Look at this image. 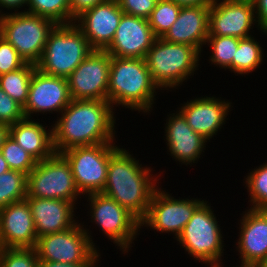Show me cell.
Masks as SVG:
<instances>
[{
    "mask_svg": "<svg viewBox=\"0 0 267 267\" xmlns=\"http://www.w3.org/2000/svg\"><path fill=\"white\" fill-rule=\"evenodd\" d=\"M1 153L10 170L20 171L26 175L35 168L37 163L10 135L5 139Z\"/></svg>",
    "mask_w": 267,
    "mask_h": 267,
    "instance_id": "obj_31",
    "label": "cell"
},
{
    "mask_svg": "<svg viewBox=\"0 0 267 267\" xmlns=\"http://www.w3.org/2000/svg\"><path fill=\"white\" fill-rule=\"evenodd\" d=\"M115 143L76 146L61 154L70 164L75 184L83 195L104 190L109 158L120 148Z\"/></svg>",
    "mask_w": 267,
    "mask_h": 267,
    "instance_id": "obj_10",
    "label": "cell"
},
{
    "mask_svg": "<svg viewBox=\"0 0 267 267\" xmlns=\"http://www.w3.org/2000/svg\"><path fill=\"white\" fill-rule=\"evenodd\" d=\"M113 110L109 101L71 100L52 126L55 153L76 146L114 143Z\"/></svg>",
    "mask_w": 267,
    "mask_h": 267,
    "instance_id": "obj_1",
    "label": "cell"
},
{
    "mask_svg": "<svg viewBox=\"0 0 267 267\" xmlns=\"http://www.w3.org/2000/svg\"><path fill=\"white\" fill-rule=\"evenodd\" d=\"M263 164L253 169L245 178L251 209H267V163Z\"/></svg>",
    "mask_w": 267,
    "mask_h": 267,
    "instance_id": "obj_32",
    "label": "cell"
},
{
    "mask_svg": "<svg viewBox=\"0 0 267 267\" xmlns=\"http://www.w3.org/2000/svg\"><path fill=\"white\" fill-rule=\"evenodd\" d=\"M9 136V126L0 123V151L5 139Z\"/></svg>",
    "mask_w": 267,
    "mask_h": 267,
    "instance_id": "obj_42",
    "label": "cell"
},
{
    "mask_svg": "<svg viewBox=\"0 0 267 267\" xmlns=\"http://www.w3.org/2000/svg\"><path fill=\"white\" fill-rule=\"evenodd\" d=\"M261 267H267V261L264 263H261Z\"/></svg>",
    "mask_w": 267,
    "mask_h": 267,
    "instance_id": "obj_46",
    "label": "cell"
},
{
    "mask_svg": "<svg viewBox=\"0 0 267 267\" xmlns=\"http://www.w3.org/2000/svg\"><path fill=\"white\" fill-rule=\"evenodd\" d=\"M239 41L240 38L229 36H208L205 45L212 48V55L209 57L211 64L230 69L232 72V59L239 46Z\"/></svg>",
    "mask_w": 267,
    "mask_h": 267,
    "instance_id": "obj_30",
    "label": "cell"
},
{
    "mask_svg": "<svg viewBox=\"0 0 267 267\" xmlns=\"http://www.w3.org/2000/svg\"><path fill=\"white\" fill-rule=\"evenodd\" d=\"M24 117L23 107L0 88V123L10 126Z\"/></svg>",
    "mask_w": 267,
    "mask_h": 267,
    "instance_id": "obj_35",
    "label": "cell"
},
{
    "mask_svg": "<svg viewBox=\"0 0 267 267\" xmlns=\"http://www.w3.org/2000/svg\"><path fill=\"white\" fill-rule=\"evenodd\" d=\"M127 151L119 148L109 158L107 181L102 193L126 208L141 222L158 188L156 183L159 182L153 178L151 167H143Z\"/></svg>",
    "mask_w": 267,
    "mask_h": 267,
    "instance_id": "obj_2",
    "label": "cell"
},
{
    "mask_svg": "<svg viewBox=\"0 0 267 267\" xmlns=\"http://www.w3.org/2000/svg\"><path fill=\"white\" fill-rule=\"evenodd\" d=\"M259 42L254 37L241 38L239 46L232 59V71L244 75L249 74L263 63V51Z\"/></svg>",
    "mask_w": 267,
    "mask_h": 267,
    "instance_id": "obj_26",
    "label": "cell"
},
{
    "mask_svg": "<svg viewBox=\"0 0 267 267\" xmlns=\"http://www.w3.org/2000/svg\"><path fill=\"white\" fill-rule=\"evenodd\" d=\"M123 14L117 0H107L82 12L74 23L93 50H105L111 44Z\"/></svg>",
    "mask_w": 267,
    "mask_h": 267,
    "instance_id": "obj_16",
    "label": "cell"
},
{
    "mask_svg": "<svg viewBox=\"0 0 267 267\" xmlns=\"http://www.w3.org/2000/svg\"><path fill=\"white\" fill-rule=\"evenodd\" d=\"M49 131L44 125L26 117L9 126V135L37 162L55 153L52 128Z\"/></svg>",
    "mask_w": 267,
    "mask_h": 267,
    "instance_id": "obj_24",
    "label": "cell"
},
{
    "mask_svg": "<svg viewBox=\"0 0 267 267\" xmlns=\"http://www.w3.org/2000/svg\"><path fill=\"white\" fill-rule=\"evenodd\" d=\"M110 66L105 50H93L67 78L71 99L108 101Z\"/></svg>",
    "mask_w": 267,
    "mask_h": 267,
    "instance_id": "obj_12",
    "label": "cell"
},
{
    "mask_svg": "<svg viewBox=\"0 0 267 267\" xmlns=\"http://www.w3.org/2000/svg\"><path fill=\"white\" fill-rule=\"evenodd\" d=\"M87 196L90 202L91 219L126 254L132 247L130 244L134 243L132 241L137 238L138 231L140 232V221L102 192Z\"/></svg>",
    "mask_w": 267,
    "mask_h": 267,
    "instance_id": "obj_11",
    "label": "cell"
},
{
    "mask_svg": "<svg viewBox=\"0 0 267 267\" xmlns=\"http://www.w3.org/2000/svg\"><path fill=\"white\" fill-rule=\"evenodd\" d=\"M243 213L236 242L241 262L264 263L267 261V209L250 208Z\"/></svg>",
    "mask_w": 267,
    "mask_h": 267,
    "instance_id": "obj_21",
    "label": "cell"
},
{
    "mask_svg": "<svg viewBox=\"0 0 267 267\" xmlns=\"http://www.w3.org/2000/svg\"><path fill=\"white\" fill-rule=\"evenodd\" d=\"M221 263L222 262H219L216 265H214L213 267H222ZM236 267H237V265H236ZM240 267H261V264L241 262V266Z\"/></svg>",
    "mask_w": 267,
    "mask_h": 267,
    "instance_id": "obj_44",
    "label": "cell"
},
{
    "mask_svg": "<svg viewBox=\"0 0 267 267\" xmlns=\"http://www.w3.org/2000/svg\"><path fill=\"white\" fill-rule=\"evenodd\" d=\"M30 206L37 237L70 229L78 222L74 219L72 202L37 197L25 198Z\"/></svg>",
    "mask_w": 267,
    "mask_h": 267,
    "instance_id": "obj_23",
    "label": "cell"
},
{
    "mask_svg": "<svg viewBox=\"0 0 267 267\" xmlns=\"http://www.w3.org/2000/svg\"><path fill=\"white\" fill-rule=\"evenodd\" d=\"M180 6L211 5L214 0H172Z\"/></svg>",
    "mask_w": 267,
    "mask_h": 267,
    "instance_id": "obj_41",
    "label": "cell"
},
{
    "mask_svg": "<svg viewBox=\"0 0 267 267\" xmlns=\"http://www.w3.org/2000/svg\"><path fill=\"white\" fill-rule=\"evenodd\" d=\"M10 170L7 161L4 159L3 154L0 151V175Z\"/></svg>",
    "mask_w": 267,
    "mask_h": 267,
    "instance_id": "obj_43",
    "label": "cell"
},
{
    "mask_svg": "<svg viewBox=\"0 0 267 267\" xmlns=\"http://www.w3.org/2000/svg\"><path fill=\"white\" fill-rule=\"evenodd\" d=\"M180 5L172 0H158L150 17L149 25L156 38H162L177 20L181 10Z\"/></svg>",
    "mask_w": 267,
    "mask_h": 267,
    "instance_id": "obj_29",
    "label": "cell"
},
{
    "mask_svg": "<svg viewBox=\"0 0 267 267\" xmlns=\"http://www.w3.org/2000/svg\"><path fill=\"white\" fill-rule=\"evenodd\" d=\"M209 12L210 5L182 6L177 20L162 39L191 45L201 53L209 35Z\"/></svg>",
    "mask_w": 267,
    "mask_h": 267,
    "instance_id": "obj_20",
    "label": "cell"
},
{
    "mask_svg": "<svg viewBox=\"0 0 267 267\" xmlns=\"http://www.w3.org/2000/svg\"><path fill=\"white\" fill-rule=\"evenodd\" d=\"M157 89L145 59L111 56L108 101L113 107L115 104L149 113Z\"/></svg>",
    "mask_w": 267,
    "mask_h": 267,
    "instance_id": "obj_3",
    "label": "cell"
},
{
    "mask_svg": "<svg viewBox=\"0 0 267 267\" xmlns=\"http://www.w3.org/2000/svg\"><path fill=\"white\" fill-rule=\"evenodd\" d=\"M37 235L30 206L26 199L0 210L2 248H34Z\"/></svg>",
    "mask_w": 267,
    "mask_h": 267,
    "instance_id": "obj_18",
    "label": "cell"
},
{
    "mask_svg": "<svg viewBox=\"0 0 267 267\" xmlns=\"http://www.w3.org/2000/svg\"><path fill=\"white\" fill-rule=\"evenodd\" d=\"M199 55L201 53L191 45L156 38L145 60L154 83L160 90H169L179 87L194 75L199 65Z\"/></svg>",
    "mask_w": 267,
    "mask_h": 267,
    "instance_id": "obj_4",
    "label": "cell"
},
{
    "mask_svg": "<svg viewBox=\"0 0 267 267\" xmlns=\"http://www.w3.org/2000/svg\"><path fill=\"white\" fill-rule=\"evenodd\" d=\"M27 175L9 170L0 175V210L27 197Z\"/></svg>",
    "mask_w": 267,
    "mask_h": 267,
    "instance_id": "obj_27",
    "label": "cell"
},
{
    "mask_svg": "<svg viewBox=\"0 0 267 267\" xmlns=\"http://www.w3.org/2000/svg\"><path fill=\"white\" fill-rule=\"evenodd\" d=\"M105 1L107 0H70L71 23H74L75 18L85 10Z\"/></svg>",
    "mask_w": 267,
    "mask_h": 267,
    "instance_id": "obj_38",
    "label": "cell"
},
{
    "mask_svg": "<svg viewBox=\"0 0 267 267\" xmlns=\"http://www.w3.org/2000/svg\"><path fill=\"white\" fill-rule=\"evenodd\" d=\"M38 267H98V264L97 263L69 264V263H59L53 261H39Z\"/></svg>",
    "mask_w": 267,
    "mask_h": 267,
    "instance_id": "obj_39",
    "label": "cell"
},
{
    "mask_svg": "<svg viewBox=\"0 0 267 267\" xmlns=\"http://www.w3.org/2000/svg\"><path fill=\"white\" fill-rule=\"evenodd\" d=\"M254 4L255 16L258 30H262L267 35V0H252Z\"/></svg>",
    "mask_w": 267,
    "mask_h": 267,
    "instance_id": "obj_37",
    "label": "cell"
},
{
    "mask_svg": "<svg viewBox=\"0 0 267 267\" xmlns=\"http://www.w3.org/2000/svg\"><path fill=\"white\" fill-rule=\"evenodd\" d=\"M220 1L214 0L210 5L208 36H229L240 39L250 37L249 30L257 24L253 1Z\"/></svg>",
    "mask_w": 267,
    "mask_h": 267,
    "instance_id": "obj_14",
    "label": "cell"
},
{
    "mask_svg": "<svg viewBox=\"0 0 267 267\" xmlns=\"http://www.w3.org/2000/svg\"><path fill=\"white\" fill-rule=\"evenodd\" d=\"M207 203L203 201L195 209L177 241L196 261L213 267L222 261L224 246L220 226L211 205Z\"/></svg>",
    "mask_w": 267,
    "mask_h": 267,
    "instance_id": "obj_7",
    "label": "cell"
},
{
    "mask_svg": "<svg viewBox=\"0 0 267 267\" xmlns=\"http://www.w3.org/2000/svg\"><path fill=\"white\" fill-rule=\"evenodd\" d=\"M1 11H2V10H0V24H1V22H2V19H3V17H4V14H5V13H2Z\"/></svg>",
    "mask_w": 267,
    "mask_h": 267,
    "instance_id": "obj_45",
    "label": "cell"
},
{
    "mask_svg": "<svg viewBox=\"0 0 267 267\" xmlns=\"http://www.w3.org/2000/svg\"><path fill=\"white\" fill-rule=\"evenodd\" d=\"M83 226L77 223L70 229L38 237L34 249L39 261L99 263V250Z\"/></svg>",
    "mask_w": 267,
    "mask_h": 267,
    "instance_id": "obj_8",
    "label": "cell"
},
{
    "mask_svg": "<svg viewBox=\"0 0 267 267\" xmlns=\"http://www.w3.org/2000/svg\"><path fill=\"white\" fill-rule=\"evenodd\" d=\"M27 197L59 199L75 204L81 195L70 164L61 153L36 163L27 175ZM79 195V196H78Z\"/></svg>",
    "mask_w": 267,
    "mask_h": 267,
    "instance_id": "obj_9",
    "label": "cell"
},
{
    "mask_svg": "<svg viewBox=\"0 0 267 267\" xmlns=\"http://www.w3.org/2000/svg\"><path fill=\"white\" fill-rule=\"evenodd\" d=\"M36 69V65L27 63L17 70L0 75V88L24 107L28 99L30 81Z\"/></svg>",
    "mask_w": 267,
    "mask_h": 267,
    "instance_id": "obj_25",
    "label": "cell"
},
{
    "mask_svg": "<svg viewBox=\"0 0 267 267\" xmlns=\"http://www.w3.org/2000/svg\"><path fill=\"white\" fill-rule=\"evenodd\" d=\"M39 259L34 248H3L0 267H38Z\"/></svg>",
    "mask_w": 267,
    "mask_h": 267,
    "instance_id": "obj_33",
    "label": "cell"
},
{
    "mask_svg": "<svg viewBox=\"0 0 267 267\" xmlns=\"http://www.w3.org/2000/svg\"><path fill=\"white\" fill-rule=\"evenodd\" d=\"M26 64L17 50L0 36V75L17 70Z\"/></svg>",
    "mask_w": 267,
    "mask_h": 267,
    "instance_id": "obj_34",
    "label": "cell"
},
{
    "mask_svg": "<svg viewBox=\"0 0 267 267\" xmlns=\"http://www.w3.org/2000/svg\"><path fill=\"white\" fill-rule=\"evenodd\" d=\"M155 39L147 19L123 14L105 51L113 57L145 59Z\"/></svg>",
    "mask_w": 267,
    "mask_h": 267,
    "instance_id": "obj_17",
    "label": "cell"
},
{
    "mask_svg": "<svg viewBox=\"0 0 267 267\" xmlns=\"http://www.w3.org/2000/svg\"><path fill=\"white\" fill-rule=\"evenodd\" d=\"M29 0H0V7L6 8V9H12L19 10L21 7L27 5V2ZM19 8V9H18Z\"/></svg>",
    "mask_w": 267,
    "mask_h": 267,
    "instance_id": "obj_40",
    "label": "cell"
},
{
    "mask_svg": "<svg viewBox=\"0 0 267 267\" xmlns=\"http://www.w3.org/2000/svg\"><path fill=\"white\" fill-rule=\"evenodd\" d=\"M26 12L49 18L56 24H71L70 0H29Z\"/></svg>",
    "mask_w": 267,
    "mask_h": 267,
    "instance_id": "obj_28",
    "label": "cell"
},
{
    "mask_svg": "<svg viewBox=\"0 0 267 267\" xmlns=\"http://www.w3.org/2000/svg\"><path fill=\"white\" fill-rule=\"evenodd\" d=\"M23 11L4 14L0 36L17 50L26 63L36 65L50 32L57 24L49 18Z\"/></svg>",
    "mask_w": 267,
    "mask_h": 267,
    "instance_id": "obj_6",
    "label": "cell"
},
{
    "mask_svg": "<svg viewBox=\"0 0 267 267\" xmlns=\"http://www.w3.org/2000/svg\"><path fill=\"white\" fill-rule=\"evenodd\" d=\"M163 189L157 188L151 198L141 227L166 233H175V238L181 234L184 226L191 219L195 209L204 201L199 199H175Z\"/></svg>",
    "mask_w": 267,
    "mask_h": 267,
    "instance_id": "obj_13",
    "label": "cell"
},
{
    "mask_svg": "<svg viewBox=\"0 0 267 267\" xmlns=\"http://www.w3.org/2000/svg\"><path fill=\"white\" fill-rule=\"evenodd\" d=\"M170 115L165 124L166 144L170 155L175 161L182 162L181 164L198 162L207 140L188 125L179 111Z\"/></svg>",
    "mask_w": 267,
    "mask_h": 267,
    "instance_id": "obj_22",
    "label": "cell"
},
{
    "mask_svg": "<svg viewBox=\"0 0 267 267\" xmlns=\"http://www.w3.org/2000/svg\"><path fill=\"white\" fill-rule=\"evenodd\" d=\"M71 100L66 78L47 75L36 69L30 81L23 113L26 118L39 112L44 114L56 111L61 114Z\"/></svg>",
    "mask_w": 267,
    "mask_h": 267,
    "instance_id": "obj_15",
    "label": "cell"
},
{
    "mask_svg": "<svg viewBox=\"0 0 267 267\" xmlns=\"http://www.w3.org/2000/svg\"><path fill=\"white\" fill-rule=\"evenodd\" d=\"M158 0H117L124 14L147 19L150 17Z\"/></svg>",
    "mask_w": 267,
    "mask_h": 267,
    "instance_id": "obj_36",
    "label": "cell"
},
{
    "mask_svg": "<svg viewBox=\"0 0 267 267\" xmlns=\"http://www.w3.org/2000/svg\"><path fill=\"white\" fill-rule=\"evenodd\" d=\"M92 51L75 23L57 24L48 36L36 68L44 74L67 79Z\"/></svg>",
    "mask_w": 267,
    "mask_h": 267,
    "instance_id": "obj_5",
    "label": "cell"
},
{
    "mask_svg": "<svg viewBox=\"0 0 267 267\" xmlns=\"http://www.w3.org/2000/svg\"><path fill=\"white\" fill-rule=\"evenodd\" d=\"M230 107L228 100L204 96L187 101L179 108V112L196 133L210 141L226 121Z\"/></svg>",
    "mask_w": 267,
    "mask_h": 267,
    "instance_id": "obj_19",
    "label": "cell"
}]
</instances>
